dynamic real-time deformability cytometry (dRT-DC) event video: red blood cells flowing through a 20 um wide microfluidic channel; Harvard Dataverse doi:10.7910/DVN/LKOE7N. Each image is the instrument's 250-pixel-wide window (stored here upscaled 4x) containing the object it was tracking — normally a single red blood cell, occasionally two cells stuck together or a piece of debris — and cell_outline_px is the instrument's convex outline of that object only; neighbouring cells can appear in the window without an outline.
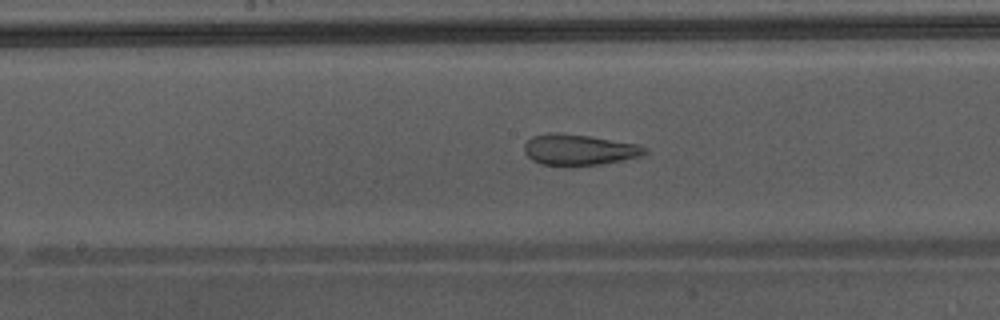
{"species": "Egyptian fruit bat (a non-hibernating species)", "species_latin": "Rousettus aegyptiacus", "temperature_condition": "warm", "stored_images_in_passage": 29, "camera_frame_rate_fps": 3000, "um_per_image_px": 0.085, "animal": {"sex": "male"}, "frame": {"image": 1, "passage_image": 10, "time_ms": 3.0, "image_size_px": [1000, 320], "cell_outline_px": [[648, 152], [640, 156], [624, 160], [600, 164], [540, 164], [532, 160], [524, 152], [524, 144], [532, 136], [552, 132], [560, 132], [588, 136], [640, 144], [648, 148]], "centroid_in_image_um": [49.24, 12.7], "position_along_channel_um": 199.0, "area_um2": 21.5}}
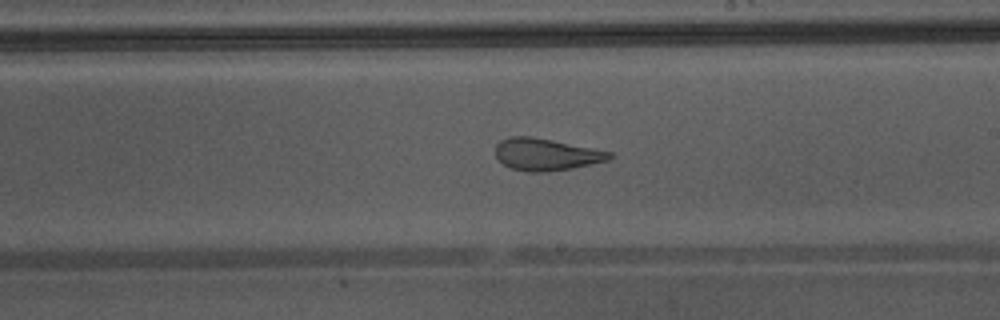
{"frame": {"image": 2, "passage_image": 13, "time_ms": 4.0, "image_size_px": [1000, 320], "cell_outline_px": [[612, 156], [608, 160], [592, 164], [572, 168], [544, 172], [528, 172], [512, 168], [504, 164], [496, 156], [496, 144], [500, 140], [508, 136], [532, 136], [612, 152]], "centroid_in_image_um": [46.4, 13.12], "position_along_channel_um": 242.6, "area_um2": 21.15}, "authors_computed_cell_mechanics": {"area_um2": 21.0392, "velocity_mm_per_s": 4.3693, "shape_relaxation_time_tau1_ms": null, "shape_relaxation_time_tau2_ms": 1.4508, "deformation_change_tau1": null, "deformation_change_tau2": 0.1095}}